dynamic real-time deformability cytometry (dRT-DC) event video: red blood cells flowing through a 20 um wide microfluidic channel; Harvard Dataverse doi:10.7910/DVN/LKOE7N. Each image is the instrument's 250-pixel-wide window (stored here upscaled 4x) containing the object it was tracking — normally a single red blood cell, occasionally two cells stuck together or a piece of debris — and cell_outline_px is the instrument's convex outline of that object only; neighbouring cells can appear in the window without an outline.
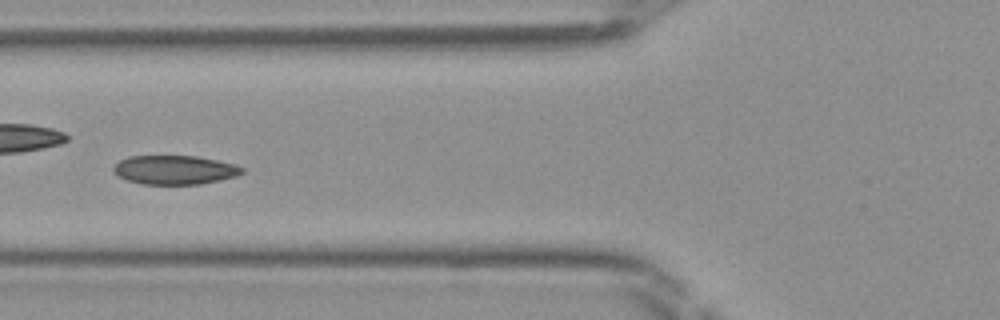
{"species": "Egyptian fruit bat (a non-hibernating species)", "species_latin": "Rousettus aegyptiacus", "temperature_condition": "room temperature", "stored_images_in_passage": 35, "camera_frame_rate_fps": 3000, "um_per_image_px": 0.085, "frame": {"image": 1, "passage_image": 6, "time_ms": 1.667, "image_size_px": [1000, 320], "cell_outline_px": [[244, 172], [236, 176], [220, 180], [200, 184], [144, 184], [128, 180], [116, 176], [112, 172], [112, 168], [120, 160], [128, 156], [196, 156], [236, 164], [244, 168]], "centroid_in_image_um": [14.84, 14.44], "position_along_channel_um": 111.0, "area_um2": 21.79}}